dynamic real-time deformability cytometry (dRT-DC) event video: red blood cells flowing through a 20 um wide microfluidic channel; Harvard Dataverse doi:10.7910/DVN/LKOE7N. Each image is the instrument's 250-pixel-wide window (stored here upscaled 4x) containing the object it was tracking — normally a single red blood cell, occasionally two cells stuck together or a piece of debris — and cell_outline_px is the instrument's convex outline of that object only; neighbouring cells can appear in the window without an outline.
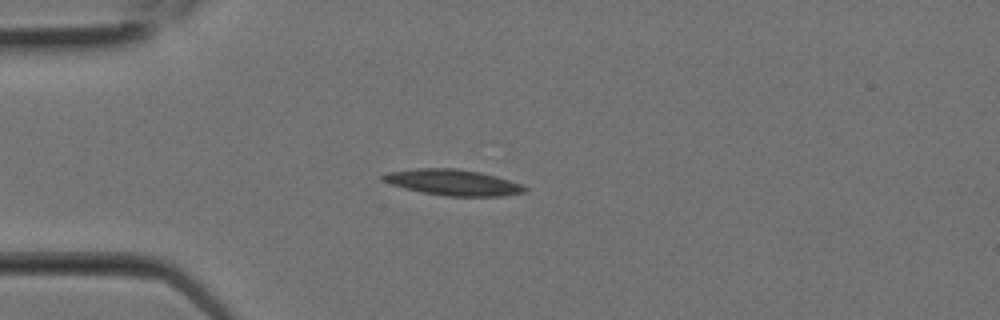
{"species": "Egyptian fruit bat (a non-hibernating species)", "species_latin": "Rousettus aegyptiacus", "temperature_condition": "room temperature", "stored_images_in_passage": 7, "camera_frame_rate_fps": 3000, "um_per_image_px": 0.085, "animal": {"sex": "female"}, "frame": {"image": 1, "passage_image": 5, "time_ms": 1.333, "image_size_px": [1000, 320], "cell_outline_px": [[528, 188], [524, 192], [500, 196], [448, 196], [420, 192], [404, 188], [380, 180], [380, 176], [384, 172], [416, 168], [456, 168], [480, 172], [496, 176], [524, 184]], "centroid_in_image_um": [38.47, 15.49], "position_along_channel_um": 46.5, "area_um2": 21.62}}
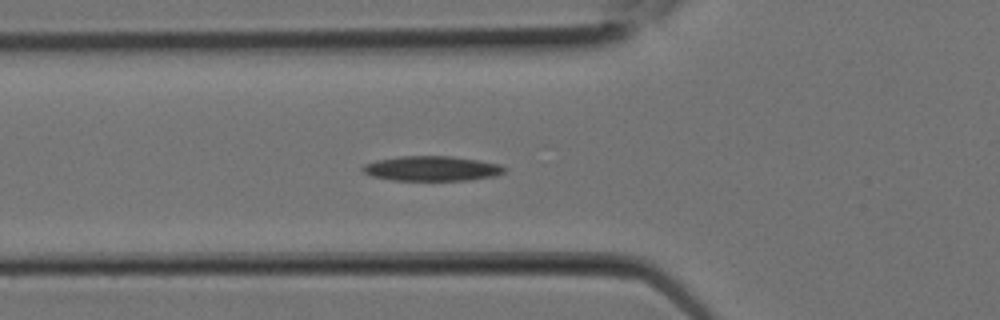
{"frame": {"image": 2, "passage_image": 7, "time_ms": 2.0, "image_size_px": [1000, 320], "cell_outline_px": [[508, 168], [504, 172], [492, 176], [468, 180], [392, 180], [372, 176], [364, 172], [360, 168], [364, 164], [376, 160], [400, 156], [452, 156], [500, 164]], "centroid_in_image_um": [36.68, 14.32], "position_along_channel_um": 89.1, "area_um2": 20.46}}